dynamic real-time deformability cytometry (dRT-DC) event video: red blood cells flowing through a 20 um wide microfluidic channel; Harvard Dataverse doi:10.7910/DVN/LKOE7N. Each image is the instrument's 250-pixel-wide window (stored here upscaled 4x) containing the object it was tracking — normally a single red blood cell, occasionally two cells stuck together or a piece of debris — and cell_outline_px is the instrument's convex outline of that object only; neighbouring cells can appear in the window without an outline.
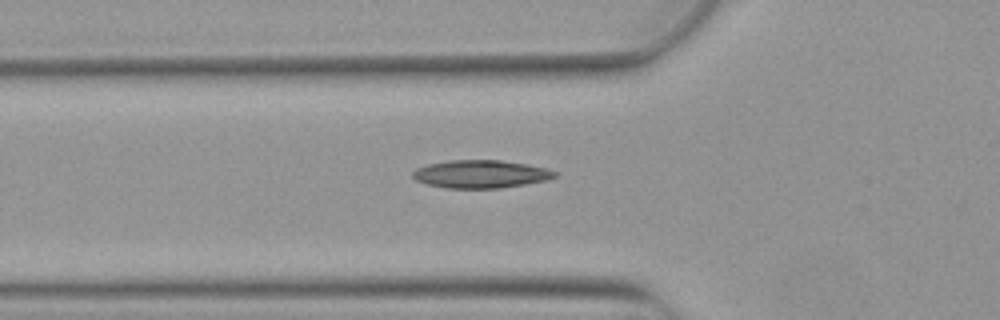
{"species": "Egyptian fruit bat (a non-hibernating species)", "species_latin": "Rousettus aegyptiacus", "temperature_condition": "warm", "stored_images_in_passage": 7, "segment_of_instrument_passage": [2, 2], "camera_frame_rate_fps": 3000, "um_per_image_px": 0.085, "animal": {"sex": "female"}, "frame": {"image": 1, "passage_image": 7, "time_ms": 2.0, "image_size_px": [1000, 320], "cell_outline_px": [[560, 172], [556, 176], [548, 180], [500, 188], [448, 188], [428, 184], [416, 180], [412, 176], [412, 172], [416, 168], [428, 164], [448, 160], [500, 160], [528, 164], [548, 168]], "centroid_in_image_um": [40.9, 14.78], "position_along_channel_um": 84.9, "area_um2": 23.24}}